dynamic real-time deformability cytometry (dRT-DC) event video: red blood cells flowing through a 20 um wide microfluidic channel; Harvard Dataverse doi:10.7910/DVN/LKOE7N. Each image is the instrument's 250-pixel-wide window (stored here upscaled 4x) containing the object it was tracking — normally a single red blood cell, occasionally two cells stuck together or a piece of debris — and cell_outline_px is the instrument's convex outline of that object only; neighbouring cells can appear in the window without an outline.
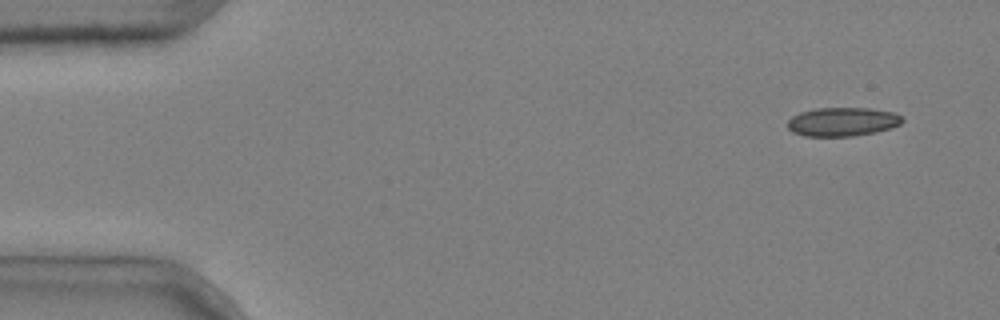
{"species": "common noctule bat (a hibernating species)", "species_latin": "Nyctalus noctula", "temperature_condition": "cold", "stored_images_in_passage": 11, "camera_frame_rate_fps": 3000, "um_per_image_px": 0.085, "animal": {"sex": "male", "body_mass_g": 20.4}, "frame": {"image": 1, "passage_image": 1, "time_ms": 0.0, "image_size_px": [1000, 320], "cell_outline_px": [[904, 120], [900, 124], [876, 132], [852, 136], [804, 136], [792, 132], [788, 128], [788, 120], [792, 116], [800, 112], [816, 108], [868, 108], [892, 112], [900, 116]], "centroid_in_image_um": [71.57, 10.35], "position_along_channel_um": 13.4, "area_um2": 19.13}}
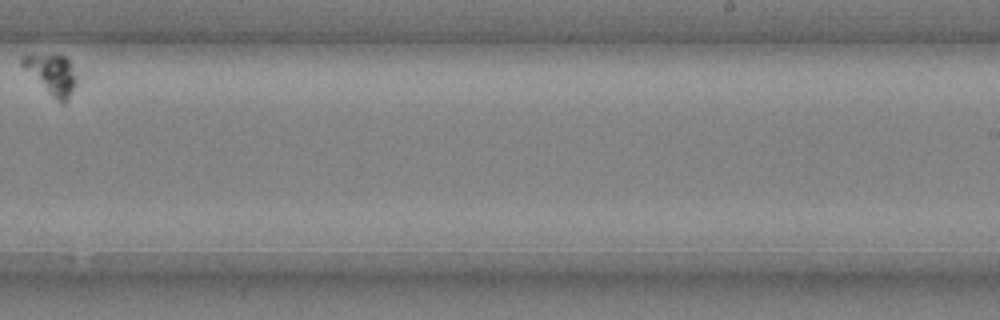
{"frame": {"image": 2, "passage_image": 10, "time_ms": 3.0, "image_size_px": [1000, 320], "cell_outline_px": [[76, 84], [72, 92], [64, 104], [48, 92], [20, 64], [20, 60], [24, 56], [64, 56], [68, 60], [76, 76]], "centroid_in_image_um": [4.42, 6.33], "position_along_channel_um": 284.6, "area_um2": 11.85}}
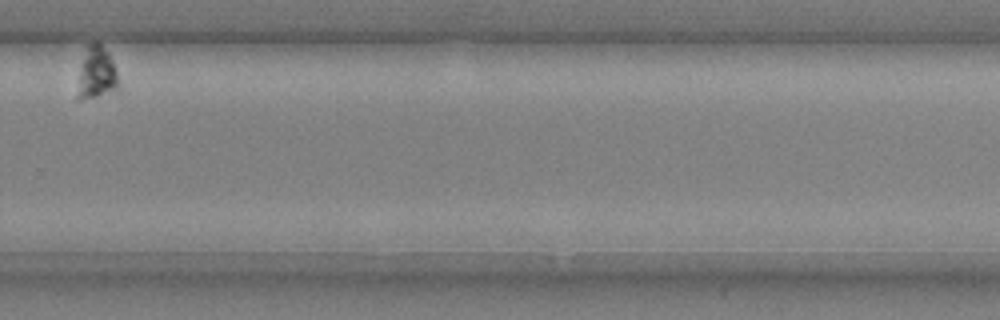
{"frame": {"image": 3, "passage_image": 11, "time_ms": 3.333, "image_size_px": [1000, 320], "cell_outline_px": [[120, 88], [116, 92], [80, 100], [76, 100], [76, 96], [80, 76], [88, 44], [100, 44], [116, 68]], "centroid_in_image_um": [8.25, 6.33], "position_along_channel_um": 321.5, "area_um2": 11.96}}